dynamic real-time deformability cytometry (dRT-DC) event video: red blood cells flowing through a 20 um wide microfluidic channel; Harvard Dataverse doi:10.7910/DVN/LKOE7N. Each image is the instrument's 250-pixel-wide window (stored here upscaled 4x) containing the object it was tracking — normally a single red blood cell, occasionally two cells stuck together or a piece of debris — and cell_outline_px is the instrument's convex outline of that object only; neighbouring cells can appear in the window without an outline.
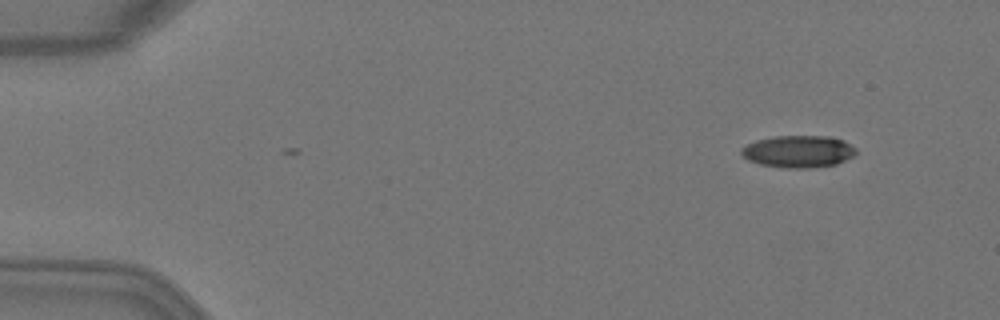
{"species": "Egyptian fruit bat (a non-hibernating species)", "species_latin": "Rousettus aegyptiacus", "temperature_condition": "warm", "stored_images_in_passage": 4, "camera_frame_rate_fps": 3000, "um_per_image_px": 0.085, "animal": {"sex": "female"}, "frame": {"image": 1, "passage_image": 1, "time_ms": 0.0, "image_size_px": [1000, 320], "cell_outline_px": [[856, 152], [852, 156], [836, 164], [808, 168], [780, 168], [760, 164], [748, 160], [740, 152], [740, 148], [756, 140], [776, 136], [824, 136], [844, 140], [856, 148]], "centroid_in_image_um": [67.84, 12.88], "position_along_channel_um": 17.2, "area_um2": 21.39}}